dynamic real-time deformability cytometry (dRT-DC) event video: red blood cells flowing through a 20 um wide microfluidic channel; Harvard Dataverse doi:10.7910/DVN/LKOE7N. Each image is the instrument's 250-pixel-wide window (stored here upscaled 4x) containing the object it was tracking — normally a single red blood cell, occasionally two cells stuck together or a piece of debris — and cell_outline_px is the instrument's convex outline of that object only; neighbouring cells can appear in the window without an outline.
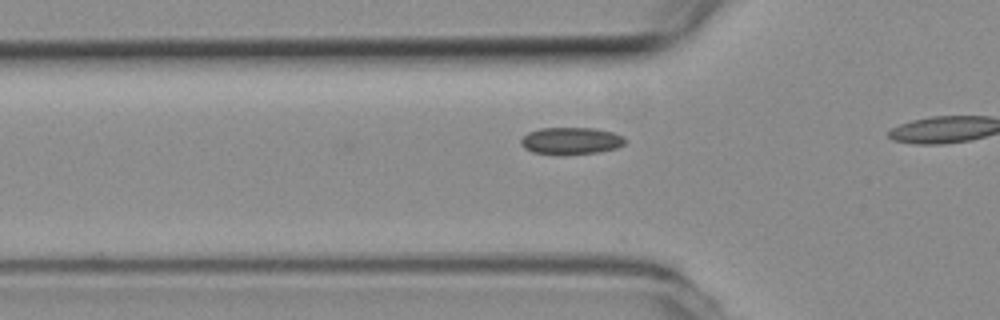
{"species": "common noctule bat (a hibernating species)", "species_latin": "Nyctalus noctula", "temperature_condition": "room temperature", "stored_images_in_passage": 8, "camera_frame_rate_fps": 3000, "um_per_image_px": 0.085, "animal": {"sex": "female", "body_mass_g": 19.3, "forearm_length_mm": 54.1}, "frame": {"image": 1, "passage_image": 6, "time_ms": 1.667, "image_size_px": [1000, 320], "cell_outline_px": [[628, 140], [624, 144], [616, 148], [600, 152], [564, 156], [556, 156], [532, 152], [524, 148], [520, 144], [520, 140], [528, 132], [540, 128], [596, 128], [612, 132], [624, 136]], "centroid_in_image_um": [48.53, 11.99], "position_along_channel_um": 77.3, "area_um2": 16.99}}